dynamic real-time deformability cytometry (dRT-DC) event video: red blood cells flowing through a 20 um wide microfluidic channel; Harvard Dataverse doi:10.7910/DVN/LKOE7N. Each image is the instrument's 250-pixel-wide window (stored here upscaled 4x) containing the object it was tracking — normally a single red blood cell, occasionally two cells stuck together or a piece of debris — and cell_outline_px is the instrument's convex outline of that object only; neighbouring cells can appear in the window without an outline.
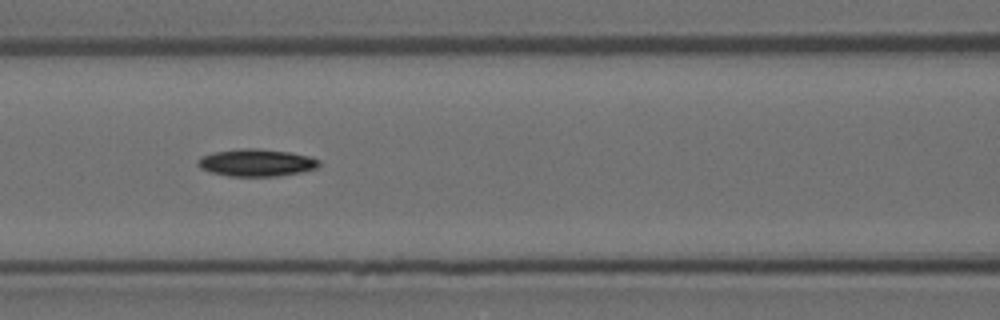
{"species": "Egyptian fruit bat (a non-hibernating species)", "species_latin": "Rousettus aegyptiacus", "temperature_condition": "room temperature", "stored_images_in_passage": 14, "camera_frame_rate_fps": 3000, "um_per_image_px": 0.085, "animal": {"sex": "female"}, "frame": {"image": 1, "passage_image": 5, "time_ms": 1.333, "image_size_px": [1000, 320], "cell_outline_px": [[320, 164], [316, 168], [300, 172], [276, 176], [228, 176], [212, 172], [200, 168], [196, 164], [196, 160], [200, 156], [212, 152], [240, 148], [256, 148], [292, 152], [308, 156], [320, 160]], "centroid_in_image_um": [21.75, 13.81], "position_along_channel_um": 144.8, "area_um2": 19.42}}
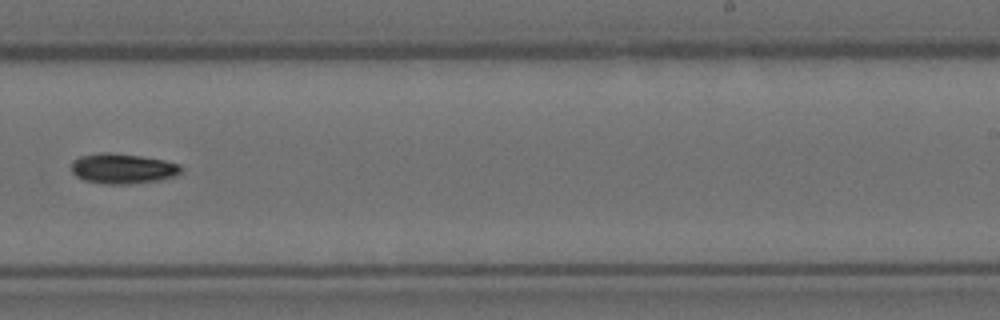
{"frame": {"image": 2, "passage_image": 8, "time_ms": 2.333, "image_size_px": [1000, 320], "cell_outline_px": [[184, 168], [176, 176], [160, 180], [128, 184], [104, 184], [84, 180], [76, 176], [72, 172], [72, 160], [80, 156], [100, 152], [108, 152], [140, 156], [164, 160], [180, 164]], "centroid_in_image_um": [10.44, 14.33], "position_along_channel_um": 278.6, "area_um2": 19.42}}
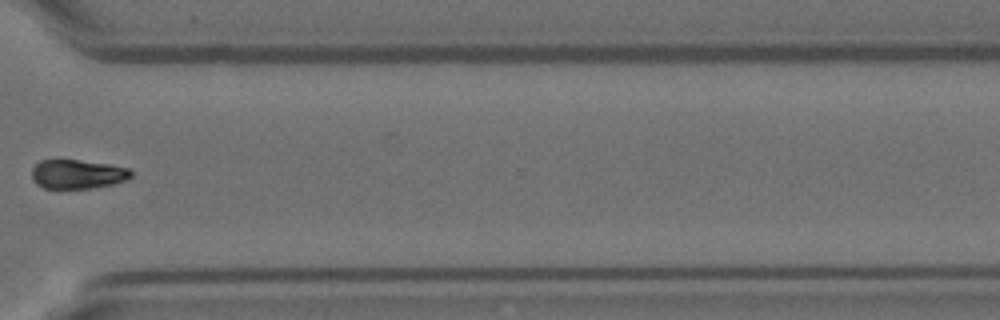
{"frame": {"image": 3, "passage_image": 10, "time_ms": 3.0, "image_size_px": [1000, 320], "cell_outline_px": [[132, 176], [128, 180], [112, 184], [92, 188], [44, 188], [36, 184], [32, 176], [32, 168], [40, 160], [80, 160], [112, 164], [128, 168], [132, 172]], "centroid_in_image_um": [6.62, 14.8], "position_along_channel_um": 364.0, "area_um2": 16.94}}